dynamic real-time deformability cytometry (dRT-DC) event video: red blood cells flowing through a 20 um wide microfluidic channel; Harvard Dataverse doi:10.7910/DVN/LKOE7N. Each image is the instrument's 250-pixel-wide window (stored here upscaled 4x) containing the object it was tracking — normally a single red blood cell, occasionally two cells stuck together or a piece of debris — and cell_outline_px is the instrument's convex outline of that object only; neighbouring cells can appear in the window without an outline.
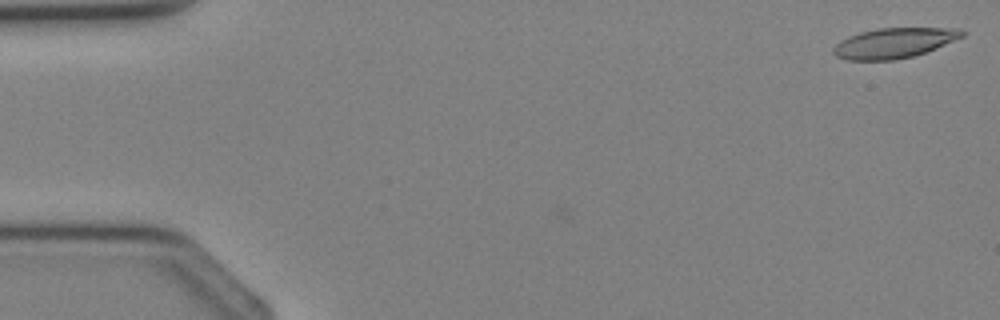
{"species": "Egyptian fruit bat (a non-hibernating species)", "species_latin": "Rousettus aegyptiacus", "temperature_condition": "cold", "stored_images_in_passage": 5, "camera_frame_rate_fps": 3000, "um_per_image_px": 0.085, "animal": {"sex": "female"}, "frame": {"image": 1, "passage_image": 1, "time_ms": 0.0, "image_size_px": [1000, 320], "cell_outline_px": [[964, 36], [936, 48], [912, 56], [892, 60], [848, 60], [836, 56], [832, 52], [832, 48], [840, 40], [848, 36], [860, 32], [880, 28], [960, 28], [964, 32]], "centroid_in_image_um": [75.96, 3.65], "position_along_channel_um": 9.0, "area_um2": 22.48}}